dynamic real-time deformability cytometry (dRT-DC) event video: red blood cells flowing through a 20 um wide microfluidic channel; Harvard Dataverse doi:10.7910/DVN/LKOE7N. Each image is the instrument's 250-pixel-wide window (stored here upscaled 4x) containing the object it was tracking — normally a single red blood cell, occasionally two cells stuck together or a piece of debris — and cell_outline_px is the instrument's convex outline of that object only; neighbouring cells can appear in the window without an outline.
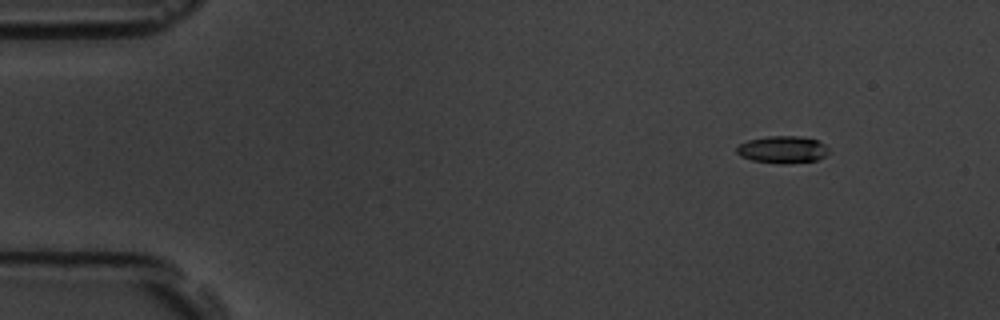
{"species": "common noctule bat (a hibernating species)", "species_latin": "Nyctalus noctula", "temperature_condition": "room temperature", "stored_images_in_passage": 5, "camera_frame_rate_fps": 3000, "um_per_image_px": 0.085, "animal": {"sex": "male", "body_mass_g": 19.5, "forearm_length_mm": 54.6}, "frame": {"image": 1, "passage_image": 2, "time_ms": 0.333, "image_size_px": [1000, 320], "cell_outline_px": [[828, 152], [824, 156], [816, 160], [784, 164], [780, 164], [752, 160], [740, 156], [736, 152], [736, 148], [740, 144], [748, 140], [768, 136], [796, 136], [816, 140], [824, 144], [828, 148]], "centroid_in_image_um": [66.49, 12.72], "position_along_channel_um": 18.5, "area_um2": 14.45}}
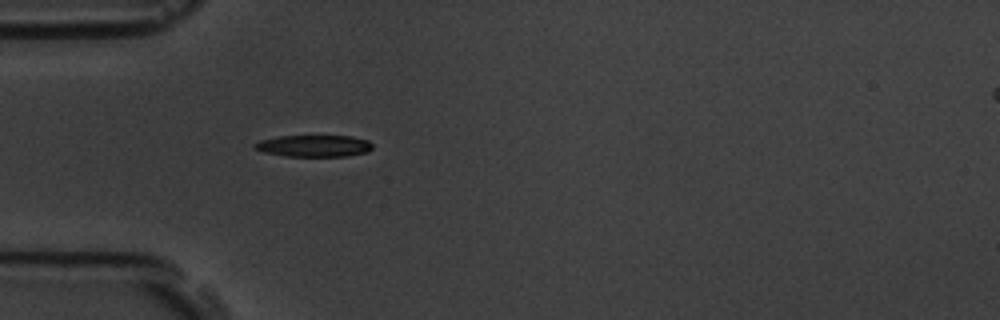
{"frame": {"image": 2, "passage_image": 5, "time_ms": 1.333, "image_size_px": [1000, 320], "cell_outline_px": [[372, 148], [368, 152], [344, 156], [288, 156], [264, 152], [252, 148], [252, 144], [260, 140], [276, 136], [352, 136], [368, 140], [372, 144]], "centroid_in_image_um": [26.66, 12.39], "position_along_channel_um": 58.3, "area_um2": 14.97}}